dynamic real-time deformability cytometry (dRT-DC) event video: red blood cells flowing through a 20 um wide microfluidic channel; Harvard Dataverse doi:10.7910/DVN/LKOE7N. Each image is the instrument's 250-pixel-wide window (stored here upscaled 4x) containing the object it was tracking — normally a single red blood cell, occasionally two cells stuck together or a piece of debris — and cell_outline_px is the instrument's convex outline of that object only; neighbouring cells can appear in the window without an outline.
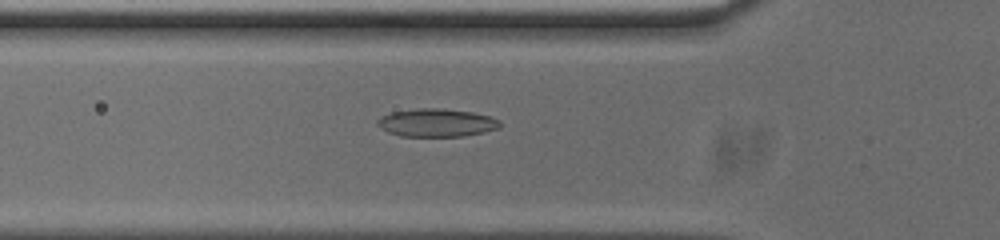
{"species": "common noctule bat (a hibernating species)", "species_latin": "Nyctalus noctula", "temperature_condition": "cold", "stored_images_in_passage": 53, "camera_frame_rate_fps": 3000, "um_per_image_px": 0.085, "animal": {"sex": "male", "body_mass_g": 20.0, "forearm_length_mm": 53.3}, "frame": {"image": 1, "passage_image": 17, "time_ms": 5.333, "image_size_px": [1000, 240], "cell_outline_px": [[500, 128], [484, 132], [464, 136], [400, 136], [388, 132], [380, 128], [376, 124], [376, 120], [380, 116], [392, 112], [416, 108], [440, 108], [472, 112], [488, 116], [500, 120]], "centroid_in_image_um": [37.07, 10.43], "position_along_channel_um": 88.7, "area_um2": 20.11}}
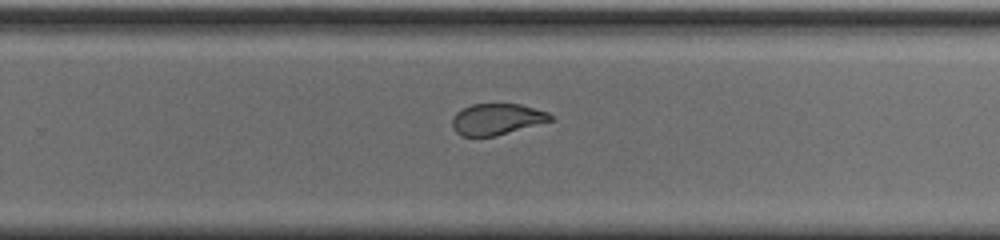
{"frame": {"image": 2, "passage_image": 33, "time_ms": 10.667, "image_size_px": [1000, 240], "cell_outline_px": [[552, 120], [496, 136], [460, 136], [452, 128], [452, 120], [456, 112], [472, 104], [520, 104], [548, 112], [552, 116]], "centroid_in_image_um": [42.2, 10.13], "position_along_channel_um": 287.6, "area_um2": 17.74}}
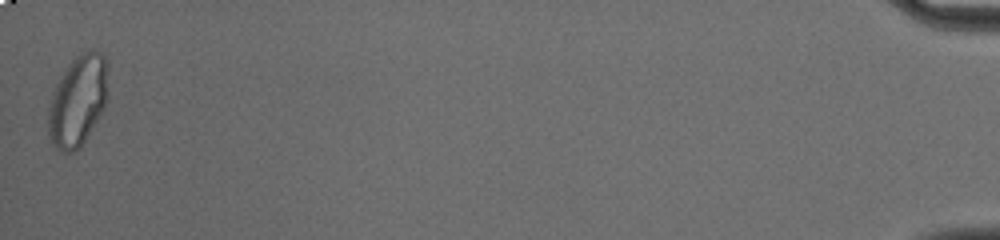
{"frame": {"image": 3, "passage_image": 53, "time_ms": 17.333, "image_size_px": [1000, 240], "cell_outline_px": [[108, 96], [104, 108], [80, 148], [72, 152], [64, 152], [56, 148], [52, 144], [48, 136], [48, 108], [52, 92], [56, 84], [68, 64], [76, 56], [92, 48], [100, 52], [108, 60]], "centroid_in_image_um": [6.63, 8.54], "position_along_channel_um": 428.6, "area_um2": 32.08}, "authors_computed_cell_mechanics": {"area_um2": 20.1722, "velocity_mm_per_s": 3.7296, "shape_relaxation_time_tau1_ms": null, "shape_relaxation_time_tau2_ms": 1.2021, "deformation_change_tau1": null, "deformation_change_tau2": 0.0662}}